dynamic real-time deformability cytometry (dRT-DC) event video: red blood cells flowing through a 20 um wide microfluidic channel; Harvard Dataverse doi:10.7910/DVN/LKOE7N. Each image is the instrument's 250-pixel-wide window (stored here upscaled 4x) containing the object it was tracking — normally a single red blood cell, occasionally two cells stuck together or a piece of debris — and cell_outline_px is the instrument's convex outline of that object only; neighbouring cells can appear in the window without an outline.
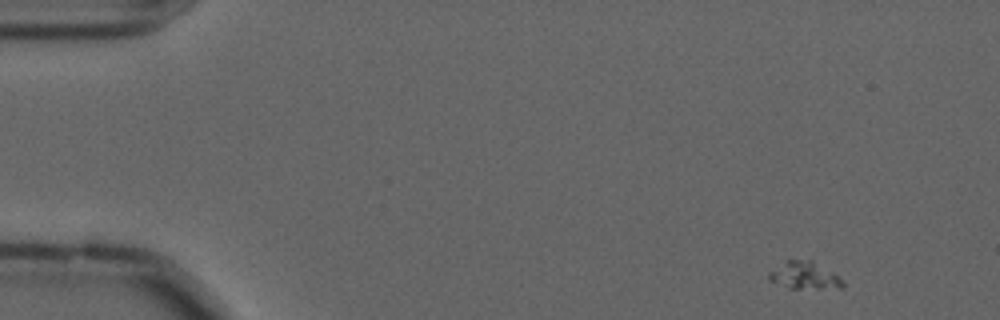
{"species": "common noctule bat (a hibernating species)", "species_latin": "Nyctalus noctula", "temperature_condition": "cold", "stored_images_in_passage": 55, "camera_frame_rate_fps": 3000, "um_per_image_px": 0.085, "animal": {"sex": "male", "forearm_length_mm": 52.5}, "frame": {"image": 1, "passage_image": 1, "time_ms": 0.0, "image_size_px": [1000, 320], "cell_outline_px": [[844, 288], [788, 288], [768, 280], [768, 272], [784, 260], [812, 260], [840, 276], [844, 284]], "centroid_in_image_um": [68.37, 23.41], "position_along_channel_um": 16.6, "area_um2": 11.91}}
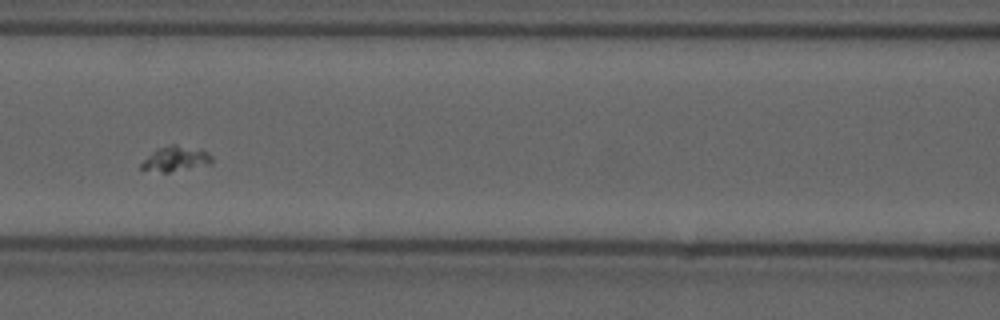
{"frame": {"image": 2, "passage_image": 22, "time_ms": 7.0, "image_size_px": [1000, 320], "cell_outline_px": [[212, 164], [168, 172], [164, 172], [140, 168], [140, 164], [152, 152], [160, 148], [172, 144], [176, 144], [208, 152], [212, 156]], "centroid_in_image_um": [14.96, 13.5], "position_along_channel_um": 151.6, "area_um2": 10.0}}
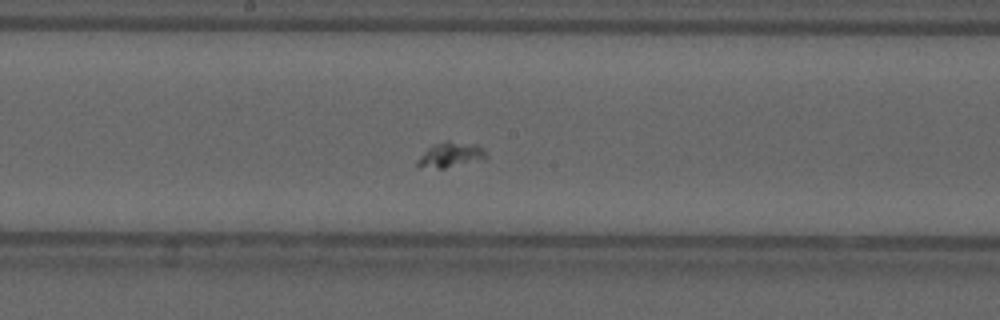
{"frame": {"image": 3, "passage_image": 27, "time_ms": 8.667, "image_size_px": [1000, 320], "cell_outline_px": [[488, 156], [484, 160], [444, 168], [420, 168], [416, 164], [416, 160], [428, 148], [444, 140], [448, 140], [476, 144]], "centroid_in_image_um": [38.28, 13.17], "position_along_channel_um": 209.9, "area_um2": 10.12}}